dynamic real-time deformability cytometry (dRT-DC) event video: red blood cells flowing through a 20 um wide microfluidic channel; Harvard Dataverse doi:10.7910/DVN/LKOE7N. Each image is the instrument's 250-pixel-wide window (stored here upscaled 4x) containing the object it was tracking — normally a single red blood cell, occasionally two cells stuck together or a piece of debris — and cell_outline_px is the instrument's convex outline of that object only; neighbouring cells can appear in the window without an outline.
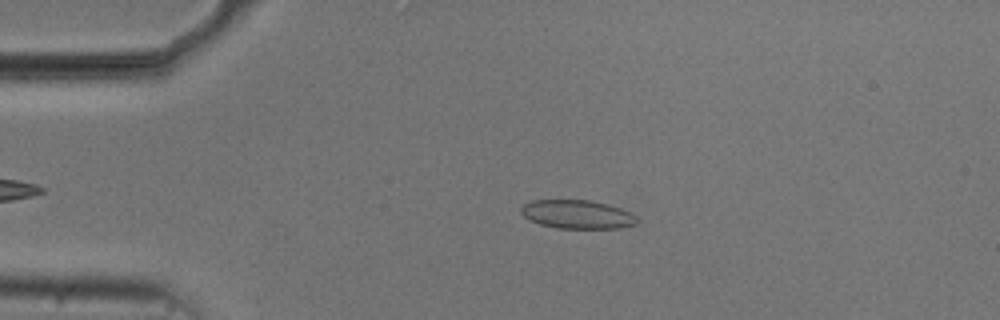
{"species": "common noctule bat (a hibernating species)", "species_latin": "Nyctalus noctula", "temperature_condition": "cold", "stored_images_in_passage": 54, "camera_frame_rate_fps": 3000, "um_per_image_px": 0.085, "animal": {"sex": "male", "body_mass_g": 20.5, "forearm_length_mm": 52.5}, "frame": {"image": 1, "passage_image": 11, "time_ms": 3.333, "image_size_px": [1000, 320], "cell_outline_px": [[636, 224], [616, 228], [556, 228], [540, 224], [524, 216], [520, 212], [520, 208], [524, 204], [532, 200], [588, 200], [620, 208], [636, 216]], "centroid_in_image_um": [49.02, 18.22], "position_along_channel_um": 36.0, "area_um2": 19.02}}
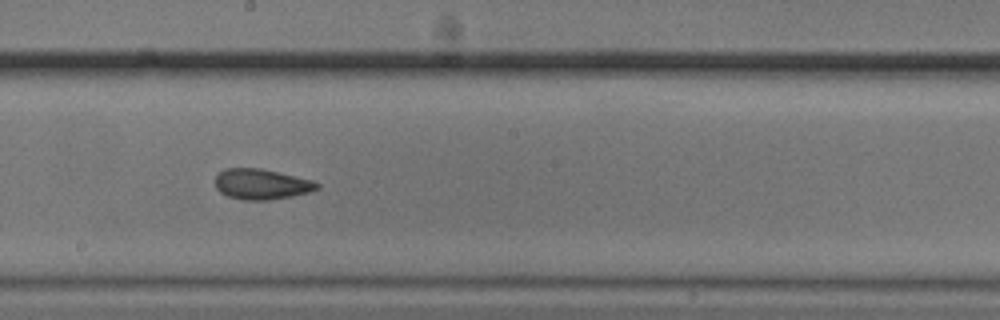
{"frame": {"image": 2, "passage_image": 29, "time_ms": 9.333, "image_size_px": [1000, 320], "cell_outline_px": [[320, 188], [308, 192], [292, 196], [268, 200], [244, 200], [228, 196], [220, 192], [216, 188], [216, 176], [224, 168], [260, 168], [312, 180], [320, 184]], "centroid_in_image_um": [22.22, 15.65], "position_along_channel_um": 226.0, "area_um2": 17.98}}
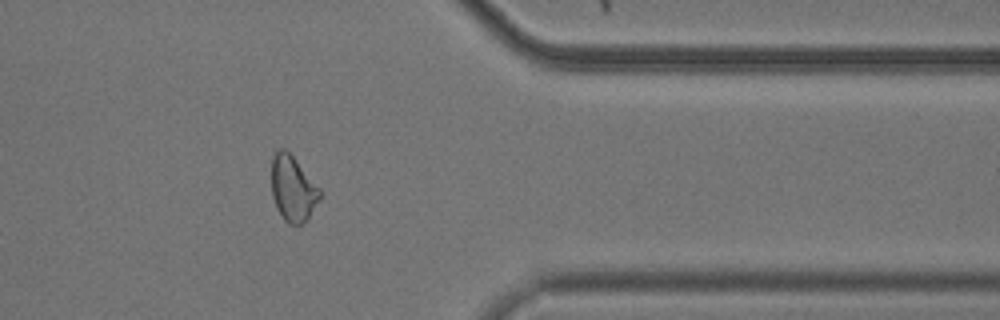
{"frame": {"image": 3, "passage_image": 43, "time_ms": 14.0, "image_size_px": [1000, 320], "cell_outline_px": [[320, 196], [308, 220], [300, 224], [288, 224], [284, 220], [276, 208], [272, 196], [272, 156], [276, 148], [284, 148], [292, 156], [320, 188]], "centroid_in_image_um": [24.87, 16.03], "position_along_channel_um": 386.5, "area_um2": 18.38}}